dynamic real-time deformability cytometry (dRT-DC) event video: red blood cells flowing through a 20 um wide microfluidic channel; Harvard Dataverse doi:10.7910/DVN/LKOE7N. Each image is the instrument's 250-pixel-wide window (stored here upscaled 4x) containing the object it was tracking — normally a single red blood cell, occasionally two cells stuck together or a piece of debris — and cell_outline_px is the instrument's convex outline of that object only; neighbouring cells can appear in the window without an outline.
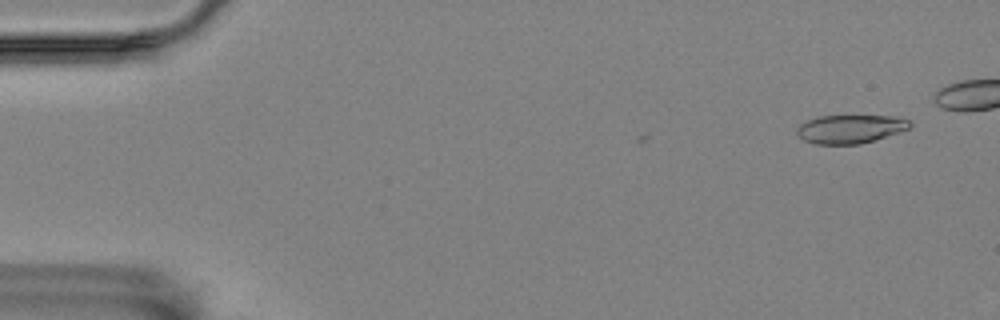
{"species": "Egyptian fruit bat (a non-hibernating species)", "species_latin": "Rousettus aegyptiacus", "temperature_condition": "room temperature", "stored_images_in_passage": 2, "camera_frame_rate_fps": 3000, "um_per_image_px": 0.085, "animal": {"sex": "female"}, "frame": {"image": 1, "passage_image": 2, "time_ms": 0.333, "image_size_px": [1000, 320], "cell_outline_px": [[912, 128], [900, 132], [860, 144], [812, 144], [796, 136], [796, 128], [800, 124], [816, 116], [892, 116], [908, 120], [912, 124]], "centroid_in_image_um": [72.24, 10.97], "position_along_channel_um": 12.8, "area_um2": 18.9}}